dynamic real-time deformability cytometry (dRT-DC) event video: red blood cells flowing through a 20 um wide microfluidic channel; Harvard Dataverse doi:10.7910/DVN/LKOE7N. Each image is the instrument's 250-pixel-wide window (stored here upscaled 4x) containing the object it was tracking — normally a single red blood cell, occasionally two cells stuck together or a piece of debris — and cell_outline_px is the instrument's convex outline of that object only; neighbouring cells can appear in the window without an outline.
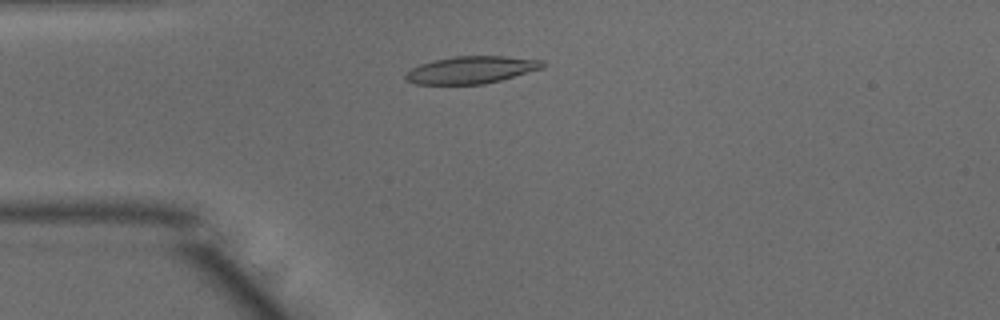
{"species": "common noctule bat (a hibernating species)", "species_latin": "Nyctalus noctula", "temperature_condition": "warm", "stored_images_in_passage": 46, "camera_frame_rate_fps": 3000, "um_per_image_px": 0.085, "animal": {"sex": "male", "body_mass_g": 15.6}, "frame": {"image": 1, "passage_image": 9, "time_ms": 2.667, "image_size_px": [1000, 320], "cell_outline_px": [[548, 64], [544, 68], [500, 80], [484, 84], [416, 84], [404, 80], [404, 76], [412, 68], [420, 64], [432, 60], [456, 56], [504, 56], [544, 60]], "centroid_in_image_um": [40.09, 5.93], "position_along_channel_um": 44.9, "area_um2": 21.91}}
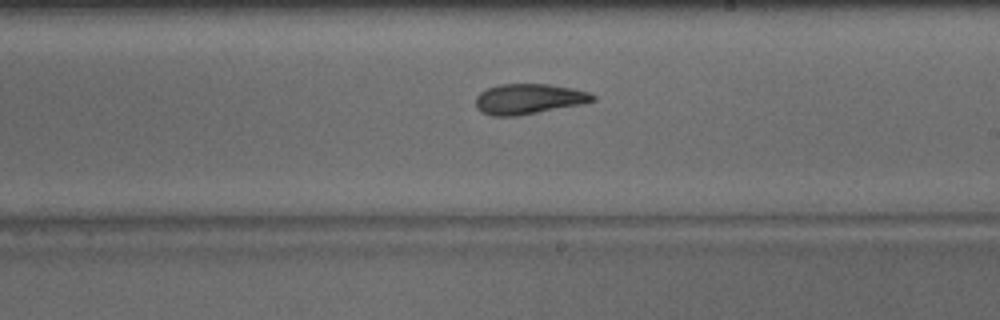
{"frame": {"image": 2, "passage_image": 25, "time_ms": 8.0, "image_size_px": [1000, 320], "cell_outline_px": [[596, 100], [584, 104], [516, 116], [492, 116], [480, 112], [476, 108], [476, 96], [480, 92], [488, 88], [500, 84], [548, 84], [572, 88], [588, 92], [596, 96]], "centroid_in_image_um": [44.94, 8.42], "position_along_channel_um": 244.1, "area_um2": 20.81}}
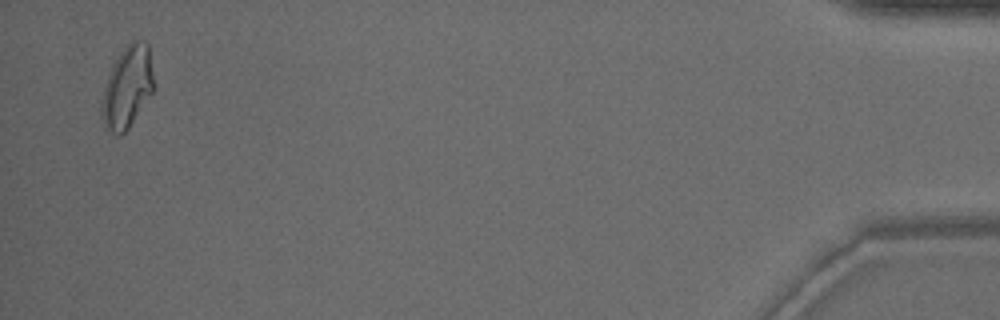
{"frame": {"image": 3, "passage_image": 45, "time_ms": 14.667, "image_size_px": [1000, 320], "cell_outline_px": [[156, 88], [128, 128], [120, 136], [112, 132], [108, 128], [100, 112], [100, 104], [104, 84], [112, 64], [116, 56], [132, 40], [144, 40], [148, 44]], "centroid_in_image_um": [10.83, 7.36], "position_along_channel_um": 424.4, "area_um2": 25.14}, "authors_computed_cell_mechanics": {"area_um2": 21.4727, "velocity_mm_per_s": 4.0082, "shape_relaxation_time_tau1_ms": 5.4069, "shape_relaxation_time_tau2_ms": 1.3087, "deformation_change_tau1": 0.1843, "deformation_change_tau2": 0.0875}}